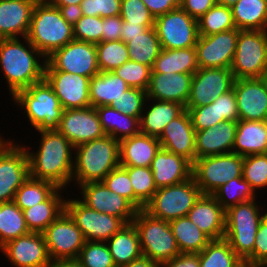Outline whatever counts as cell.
Instances as JSON below:
<instances>
[{
    "instance_id": "1",
    "label": "cell",
    "mask_w": 267,
    "mask_h": 267,
    "mask_svg": "<svg viewBox=\"0 0 267 267\" xmlns=\"http://www.w3.org/2000/svg\"><path fill=\"white\" fill-rule=\"evenodd\" d=\"M37 132L41 136L37 152L23 145L28 154L30 177L66 190L72 183L75 147L57 130Z\"/></svg>"
},
{
    "instance_id": "2",
    "label": "cell",
    "mask_w": 267,
    "mask_h": 267,
    "mask_svg": "<svg viewBox=\"0 0 267 267\" xmlns=\"http://www.w3.org/2000/svg\"><path fill=\"white\" fill-rule=\"evenodd\" d=\"M22 39L23 42L19 38L0 39V70L12 97L18 91L44 80L45 75V56L27 37Z\"/></svg>"
},
{
    "instance_id": "3",
    "label": "cell",
    "mask_w": 267,
    "mask_h": 267,
    "mask_svg": "<svg viewBox=\"0 0 267 267\" xmlns=\"http://www.w3.org/2000/svg\"><path fill=\"white\" fill-rule=\"evenodd\" d=\"M72 182L79 185L102 182L120 165V141L109 135L80 144L74 149Z\"/></svg>"
},
{
    "instance_id": "4",
    "label": "cell",
    "mask_w": 267,
    "mask_h": 267,
    "mask_svg": "<svg viewBox=\"0 0 267 267\" xmlns=\"http://www.w3.org/2000/svg\"><path fill=\"white\" fill-rule=\"evenodd\" d=\"M27 39L45 58L74 39L73 26L48 0L34 5Z\"/></svg>"
},
{
    "instance_id": "5",
    "label": "cell",
    "mask_w": 267,
    "mask_h": 267,
    "mask_svg": "<svg viewBox=\"0 0 267 267\" xmlns=\"http://www.w3.org/2000/svg\"><path fill=\"white\" fill-rule=\"evenodd\" d=\"M11 100L26 112V118L36 131L58 129L64 109L45 79L18 91Z\"/></svg>"
},
{
    "instance_id": "6",
    "label": "cell",
    "mask_w": 267,
    "mask_h": 267,
    "mask_svg": "<svg viewBox=\"0 0 267 267\" xmlns=\"http://www.w3.org/2000/svg\"><path fill=\"white\" fill-rule=\"evenodd\" d=\"M256 200L241 202L225 211L224 239L243 261L253 255L256 233L265 214Z\"/></svg>"
},
{
    "instance_id": "7",
    "label": "cell",
    "mask_w": 267,
    "mask_h": 267,
    "mask_svg": "<svg viewBox=\"0 0 267 267\" xmlns=\"http://www.w3.org/2000/svg\"><path fill=\"white\" fill-rule=\"evenodd\" d=\"M132 223L139 235L142 256L161 266L180 254L169 221L154 218L142 209Z\"/></svg>"
},
{
    "instance_id": "8",
    "label": "cell",
    "mask_w": 267,
    "mask_h": 267,
    "mask_svg": "<svg viewBox=\"0 0 267 267\" xmlns=\"http://www.w3.org/2000/svg\"><path fill=\"white\" fill-rule=\"evenodd\" d=\"M201 195L192 176L179 184L158 188L143 210L154 218L170 222L187 216Z\"/></svg>"
},
{
    "instance_id": "9",
    "label": "cell",
    "mask_w": 267,
    "mask_h": 267,
    "mask_svg": "<svg viewBox=\"0 0 267 267\" xmlns=\"http://www.w3.org/2000/svg\"><path fill=\"white\" fill-rule=\"evenodd\" d=\"M267 67V30H239L231 65L234 79L263 78Z\"/></svg>"
},
{
    "instance_id": "10",
    "label": "cell",
    "mask_w": 267,
    "mask_h": 267,
    "mask_svg": "<svg viewBox=\"0 0 267 267\" xmlns=\"http://www.w3.org/2000/svg\"><path fill=\"white\" fill-rule=\"evenodd\" d=\"M243 160V156L233 152L197 158L192 176L202 194L212 195L221 185L242 177Z\"/></svg>"
},
{
    "instance_id": "11",
    "label": "cell",
    "mask_w": 267,
    "mask_h": 267,
    "mask_svg": "<svg viewBox=\"0 0 267 267\" xmlns=\"http://www.w3.org/2000/svg\"><path fill=\"white\" fill-rule=\"evenodd\" d=\"M0 136V203L14 200L19 187L29 178V160L24 146Z\"/></svg>"
},
{
    "instance_id": "12",
    "label": "cell",
    "mask_w": 267,
    "mask_h": 267,
    "mask_svg": "<svg viewBox=\"0 0 267 267\" xmlns=\"http://www.w3.org/2000/svg\"><path fill=\"white\" fill-rule=\"evenodd\" d=\"M65 211L74 220L85 241L106 242L125 225L120 218L98 212L85 205L79 198H66Z\"/></svg>"
},
{
    "instance_id": "13",
    "label": "cell",
    "mask_w": 267,
    "mask_h": 267,
    "mask_svg": "<svg viewBox=\"0 0 267 267\" xmlns=\"http://www.w3.org/2000/svg\"><path fill=\"white\" fill-rule=\"evenodd\" d=\"M154 28L162 49L195 47L199 37L198 21L181 7L156 17Z\"/></svg>"
},
{
    "instance_id": "14",
    "label": "cell",
    "mask_w": 267,
    "mask_h": 267,
    "mask_svg": "<svg viewBox=\"0 0 267 267\" xmlns=\"http://www.w3.org/2000/svg\"><path fill=\"white\" fill-rule=\"evenodd\" d=\"M45 70L64 71L91 78L100 72L96 45L73 39L46 58Z\"/></svg>"
},
{
    "instance_id": "15",
    "label": "cell",
    "mask_w": 267,
    "mask_h": 267,
    "mask_svg": "<svg viewBox=\"0 0 267 267\" xmlns=\"http://www.w3.org/2000/svg\"><path fill=\"white\" fill-rule=\"evenodd\" d=\"M42 235L51 260L77 258L85 243L82 232L65 210Z\"/></svg>"
},
{
    "instance_id": "16",
    "label": "cell",
    "mask_w": 267,
    "mask_h": 267,
    "mask_svg": "<svg viewBox=\"0 0 267 267\" xmlns=\"http://www.w3.org/2000/svg\"><path fill=\"white\" fill-rule=\"evenodd\" d=\"M234 80L231 68H199L193 74L186 107L210 104L220 95L230 91Z\"/></svg>"
},
{
    "instance_id": "17",
    "label": "cell",
    "mask_w": 267,
    "mask_h": 267,
    "mask_svg": "<svg viewBox=\"0 0 267 267\" xmlns=\"http://www.w3.org/2000/svg\"><path fill=\"white\" fill-rule=\"evenodd\" d=\"M82 198L88 207L120 218L125 224L132 223L138 209L127 199L112 192L103 182H90L78 186Z\"/></svg>"
},
{
    "instance_id": "18",
    "label": "cell",
    "mask_w": 267,
    "mask_h": 267,
    "mask_svg": "<svg viewBox=\"0 0 267 267\" xmlns=\"http://www.w3.org/2000/svg\"><path fill=\"white\" fill-rule=\"evenodd\" d=\"M239 29L198 37L195 45L199 68H231Z\"/></svg>"
},
{
    "instance_id": "19",
    "label": "cell",
    "mask_w": 267,
    "mask_h": 267,
    "mask_svg": "<svg viewBox=\"0 0 267 267\" xmlns=\"http://www.w3.org/2000/svg\"><path fill=\"white\" fill-rule=\"evenodd\" d=\"M57 131L74 147L106 135L92 106L64 110Z\"/></svg>"
},
{
    "instance_id": "20",
    "label": "cell",
    "mask_w": 267,
    "mask_h": 267,
    "mask_svg": "<svg viewBox=\"0 0 267 267\" xmlns=\"http://www.w3.org/2000/svg\"><path fill=\"white\" fill-rule=\"evenodd\" d=\"M44 79L52 87L64 110L90 105V78L64 71L45 70Z\"/></svg>"
},
{
    "instance_id": "21",
    "label": "cell",
    "mask_w": 267,
    "mask_h": 267,
    "mask_svg": "<svg viewBox=\"0 0 267 267\" xmlns=\"http://www.w3.org/2000/svg\"><path fill=\"white\" fill-rule=\"evenodd\" d=\"M14 267H47L51 263L42 233L30 232L0 248Z\"/></svg>"
},
{
    "instance_id": "22",
    "label": "cell",
    "mask_w": 267,
    "mask_h": 267,
    "mask_svg": "<svg viewBox=\"0 0 267 267\" xmlns=\"http://www.w3.org/2000/svg\"><path fill=\"white\" fill-rule=\"evenodd\" d=\"M239 120L267 121V84L263 78H240L233 83Z\"/></svg>"
},
{
    "instance_id": "23",
    "label": "cell",
    "mask_w": 267,
    "mask_h": 267,
    "mask_svg": "<svg viewBox=\"0 0 267 267\" xmlns=\"http://www.w3.org/2000/svg\"><path fill=\"white\" fill-rule=\"evenodd\" d=\"M195 136L189 112L185 109L165 126L158 140L161 148L182 156L193 164L196 160Z\"/></svg>"
},
{
    "instance_id": "24",
    "label": "cell",
    "mask_w": 267,
    "mask_h": 267,
    "mask_svg": "<svg viewBox=\"0 0 267 267\" xmlns=\"http://www.w3.org/2000/svg\"><path fill=\"white\" fill-rule=\"evenodd\" d=\"M193 74L151 73L147 98L176 102L184 107L189 99Z\"/></svg>"
},
{
    "instance_id": "25",
    "label": "cell",
    "mask_w": 267,
    "mask_h": 267,
    "mask_svg": "<svg viewBox=\"0 0 267 267\" xmlns=\"http://www.w3.org/2000/svg\"><path fill=\"white\" fill-rule=\"evenodd\" d=\"M37 1L0 0V39L27 37Z\"/></svg>"
},
{
    "instance_id": "26",
    "label": "cell",
    "mask_w": 267,
    "mask_h": 267,
    "mask_svg": "<svg viewBox=\"0 0 267 267\" xmlns=\"http://www.w3.org/2000/svg\"><path fill=\"white\" fill-rule=\"evenodd\" d=\"M237 121H223L210 128L196 131V159L231 153L233 150Z\"/></svg>"
},
{
    "instance_id": "27",
    "label": "cell",
    "mask_w": 267,
    "mask_h": 267,
    "mask_svg": "<svg viewBox=\"0 0 267 267\" xmlns=\"http://www.w3.org/2000/svg\"><path fill=\"white\" fill-rule=\"evenodd\" d=\"M150 169L157 188L179 184L192 177L193 164L186 158L160 148Z\"/></svg>"
},
{
    "instance_id": "28",
    "label": "cell",
    "mask_w": 267,
    "mask_h": 267,
    "mask_svg": "<svg viewBox=\"0 0 267 267\" xmlns=\"http://www.w3.org/2000/svg\"><path fill=\"white\" fill-rule=\"evenodd\" d=\"M187 217L212 240H220L225 235V210L210 194H202Z\"/></svg>"
},
{
    "instance_id": "29",
    "label": "cell",
    "mask_w": 267,
    "mask_h": 267,
    "mask_svg": "<svg viewBox=\"0 0 267 267\" xmlns=\"http://www.w3.org/2000/svg\"><path fill=\"white\" fill-rule=\"evenodd\" d=\"M146 102L149 105L145 103L139 120L140 133L157 138L161 136L165 126L185 110L183 105L176 102L153 100L150 98H147Z\"/></svg>"
},
{
    "instance_id": "30",
    "label": "cell",
    "mask_w": 267,
    "mask_h": 267,
    "mask_svg": "<svg viewBox=\"0 0 267 267\" xmlns=\"http://www.w3.org/2000/svg\"><path fill=\"white\" fill-rule=\"evenodd\" d=\"M161 148L157 137L139 133L120 141V166L150 167Z\"/></svg>"
},
{
    "instance_id": "31",
    "label": "cell",
    "mask_w": 267,
    "mask_h": 267,
    "mask_svg": "<svg viewBox=\"0 0 267 267\" xmlns=\"http://www.w3.org/2000/svg\"><path fill=\"white\" fill-rule=\"evenodd\" d=\"M232 152L243 157L267 153V121L238 120Z\"/></svg>"
},
{
    "instance_id": "32",
    "label": "cell",
    "mask_w": 267,
    "mask_h": 267,
    "mask_svg": "<svg viewBox=\"0 0 267 267\" xmlns=\"http://www.w3.org/2000/svg\"><path fill=\"white\" fill-rule=\"evenodd\" d=\"M63 190L57 188L45 201L22 210L30 232L43 233L65 210Z\"/></svg>"
},
{
    "instance_id": "33",
    "label": "cell",
    "mask_w": 267,
    "mask_h": 267,
    "mask_svg": "<svg viewBox=\"0 0 267 267\" xmlns=\"http://www.w3.org/2000/svg\"><path fill=\"white\" fill-rule=\"evenodd\" d=\"M116 267H122L142 256L139 235L133 223L125 224L106 241Z\"/></svg>"
},
{
    "instance_id": "34",
    "label": "cell",
    "mask_w": 267,
    "mask_h": 267,
    "mask_svg": "<svg viewBox=\"0 0 267 267\" xmlns=\"http://www.w3.org/2000/svg\"><path fill=\"white\" fill-rule=\"evenodd\" d=\"M151 69V73L194 74L199 69L196 48L162 49Z\"/></svg>"
},
{
    "instance_id": "35",
    "label": "cell",
    "mask_w": 267,
    "mask_h": 267,
    "mask_svg": "<svg viewBox=\"0 0 267 267\" xmlns=\"http://www.w3.org/2000/svg\"><path fill=\"white\" fill-rule=\"evenodd\" d=\"M130 88L126 82L113 72L100 71L90 78V105L108 106Z\"/></svg>"
},
{
    "instance_id": "36",
    "label": "cell",
    "mask_w": 267,
    "mask_h": 267,
    "mask_svg": "<svg viewBox=\"0 0 267 267\" xmlns=\"http://www.w3.org/2000/svg\"><path fill=\"white\" fill-rule=\"evenodd\" d=\"M102 129L106 135L121 141L140 133V117H132L112 106L96 107Z\"/></svg>"
},
{
    "instance_id": "37",
    "label": "cell",
    "mask_w": 267,
    "mask_h": 267,
    "mask_svg": "<svg viewBox=\"0 0 267 267\" xmlns=\"http://www.w3.org/2000/svg\"><path fill=\"white\" fill-rule=\"evenodd\" d=\"M180 253H200L212 240L187 216L169 222Z\"/></svg>"
},
{
    "instance_id": "38",
    "label": "cell",
    "mask_w": 267,
    "mask_h": 267,
    "mask_svg": "<svg viewBox=\"0 0 267 267\" xmlns=\"http://www.w3.org/2000/svg\"><path fill=\"white\" fill-rule=\"evenodd\" d=\"M236 29L267 30L265 0H239L231 7Z\"/></svg>"
},
{
    "instance_id": "39",
    "label": "cell",
    "mask_w": 267,
    "mask_h": 267,
    "mask_svg": "<svg viewBox=\"0 0 267 267\" xmlns=\"http://www.w3.org/2000/svg\"><path fill=\"white\" fill-rule=\"evenodd\" d=\"M126 44L130 60L151 68L162 50L154 27L149 28L142 35L129 37Z\"/></svg>"
},
{
    "instance_id": "40",
    "label": "cell",
    "mask_w": 267,
    "mask_h": 267,
    "mask_svg": "<svg viewBox=\"0 0 267 267\" xmlns=\"http://www.w3.org/2000/svg\"><path fill=\"white\" fill-rule=\"evenodd\" d=\"M28 233L23 211L13 201L0 203V248Z\"/></svg>"
},
{
    "instance_id": "41",
    "label": "cell",
    "mask_w": 267,
    "mask_h": 267,
    "mask_svg": "<svg viewBox=\"0 0 267 267\" xmlns=\"http://www.w3.org/2000/svg\"><path fill=\"white\" fill-rule=\"evenodd\" d=\"M198 255L200 267H238L243 262L224 238L211 240Z\"/></svg>"
},
{
    "instance_id": "42",
    "label": "cell",
    "mask_w": 267,
    "mask_h": 267,
    "mask_svg": "<svg viewBox=\"0 0 267 267\" xmlns=\"http://www.w3.org/2000/svg\"><path fill=\"white\" fill-rule=\"evenodd\" d=\"M57 188L51 182L29 176L16 191L13 202L21 210H25L45 201Z\"/></svg>"
},
{
    "instance_id": "43",
    "label": "cell",
    "mask_w": 267,
    "mask_h": 267,
    "mask_svg": "<svg viewBox=\"0 0 267 267\" xmlns=\"http://www.w3.org/2000/svg\"><path fill=\"white\" fill-rule=\"evenodd\" d=\"M123 167L127 170L134 190V206L138 210H142L158 189L153 178L152 170L150 167Z\"/></svg>"
},
{
    "instance_id": "44",
    "label": "cell",
    "mask_w": 267,
    "mask_h": 267,
    "mask_svg": "<svg viewBox=\"0 0 267 267\" xmlns=\"http://www.w3.org/2000/svg\"><path fill=\"white\" fill-rule=\"evenodd\" d=\"M256 195L250 184L243 177L230 180L217 188L212 194L225 211L241 202L256 199Z\"/></svg>"
},
{
    "instance_id": "45",
    "label": "cell",
    "mask_w": 267,
    "mask_h": 267,
    "mask_svg": "<svg viewBox=\"0 0 267 267\" xmlns=\"http://www.w3.org/2000/svg\"><path fill=\"white\" fill-rule=\"evenodd\" d=\"M197 21L200 36L213 35L236 28L231 7L217 3Z\"/></svg>"
},
{
    "instance_id": "46",
    "label": "cell",
    "mask_w": 267,
    "mask_h": 267,
    "mask_svg": "<svg viewBox=\"0 0 267 267\" xmlns=\"http://www.w3.org/2000/svg\"><path fill=\"white\" fill-rule=\"evenodd\" d=\"M96 53L99 69L104 72H113L130 60L127 44L122 40L99 42Z\"/></svg>"
},
{
    "instance_id": "47",
    "label": "cell",
    "mask_w": 267,
    "mask_h": 267,
    "mask_svg": "<svg viewBox=\"0 0 267 267\" xmlns=\"http://www.w3.org/2000/svg\"><path fill=\"white\" fill-rule=\"evenodd\" d=\"M242 177L257 193L267 187V153L244 156Z\"/></svg>"
},
{
    "instance_id": "48",
    "label": "cell",
    "mask_w": 267,
    "mask_h": 267,
    "mask_svg": "<svg viewBox=\"0 0 267 267\" xmlns=\"http://www.w3.org/2000/svg\"><path fill=\"white\" fill-rule=\"evenodd\" d=\"M77 259L84 267H116L106 242L85 241Z\"/></svg>"
},
{
    "instance_id": "49",
    "label": "cell",
    "mask_w": 267,
    "mask_h": 267,
    "mask_svg": "<svg viewBox=\"0 0 267 267\" xmlns=\"http://www.w3.org/2000/svg\"><path fill=\"white\" fill-rule=\"evenodd\" d=\"M151 72V67L132 60L126 61L113 71V73L122 78L129 87L143 89L145 91H147L150 84Z\"/></svg>"
},
{
    "instance_id": "50",
    "label": "cell",
    "mask_w": 267,
    "mask_h": 267,
    "mask_svg": "<svg viewBox=\"0 0 267 267\" xmlns=\"http://www.w3.org/2000/svg\"><path fill=\"white\" fill-rule=\"evenodd\" d=\"M147 100V91L137 88H128L122 95L110 105L121 113L141 117Z\"/></svg>"
},
{
    "instance_id": "51",
    "label": "cell",
    "mask_w": 267,
    "mask_h": 267,
    "mask_svg": "<svg viewBox=\"0 0 267 267\" xmlns=\"http://www.w3.org/2000/svg\"><path fill=\"white\" fill-rule=\"evenodd\" d=\"M74 39L91 44L102 42V18L83 15L73 25Z\"/></svg>"
},
{
    "instance_id": "52",
    "label": "cell",
    "mask_w": 267,
    "mask_h": 267,
    "mask_svg": "<svg viewBox=\"0 0 267 267\" xmlns=\"http://www.w3.org/2000/svg\"><path fill=\"white\" fill-rule=\"evenodd\" d=\"M120 16L125 22L154 25L155 18L142 0H121Z\"/></svg>"
},
{
    "instance_id": "53",
    "label": "cell",
    "mask_w": 267,
    "mask_h": 267,
    "mask_svg": "<svg viewBox=\"0 0 267 267\" xmlns=\"http://www.w3.org/2000/svg\"><path fill=\"white\" fill-rule=\"evenodd\" d=\"M102 182L110 191L119 194L134 205V190L127 170L123 166L119 165L109 172Z\"/></svg>"
},
{
    "instance_id": "54",
    "label": "cell",
    "mask_w": 267,
    "mask_h": 267,
    "mask_svg": "<svg viewBox=\"0 0 267 267\" xmlns=\"http://www.w3.org/2000/svg\"><path fill=\"white\" fill-rule=\"evenodd\" d=\"M185 109L189 112L195 131H201L223 122V120H217L216 102L212 101L208 105L199 107H185Z\"/></svg>"
},
{
    "instance_id": "55",
    "label": "cell",
    "mask_w": 267,
    "mask_h": 267,
    "mask_svg": "<svg viewBox=\"0 0 267 267\" xmlns=\"http://www.w3.org/2000/svg\"><path fill=\"white\" fill-rule=\"evenodd\" d=\"M121 0H83L80 4L83 15L101 18L120 15Z\"/></svg>"
},
{
    "instance_id": "56",
    "label": "cell",
    "mask_w": 267,
    "mask_h": 267,
    "mask_svg": "<svg viewBox=\"0 0 267 267\" xmlns=\"http://www.w3.org/2000/svg\"><path fill=\"white\" fill-rule=\"evenodd\" d=\"M246 262L254 267H267V211L256 233L253 255Z\"/></svg>"
},
{
    "instance_id": "57",
    "label": "cell",
    "mask_w": 267,
    "mask_h": 267,
    "mask_svg": "<svg viewBox=\"0 0 267 267\" xmlns=\"http://www.w3.org/2000/svg\"><path fill=\"white\" fill-rule=\"evenodd\" d=\"M213 102H216L217 120H239L235 92L233 88L227 93L220 95L217 99H214Z\"/></svg>"
},
{
    "instance_id": "58",
    "label": "cell",
    "mask_w": 267,
    "mask_h": 267,
    "mask_svg": "<svg viewBox=\"0 0 267 267\" xmlns=\"http://www.w3.org/2000/svg\"><path fill=\"white\" fill-rule=\"evenodd\" d=\"M122 23L120 15L102 18V41L121 40Z\"/></svg>"
},
{
    "instance_id": "59",
    "label": "cell",
    "mask_w": 267,
    "mask_h": 267,
    "mask_svg": "<svg viewBox=\"0 0 267 267\" xmlns=\"http://www.w3.org/2000/svg\"><path fill=\"white\" fill-rule=\"evenodd\" d=\"M216 3V0H182L181 8L198 20Z\"/></svg>"
},
{
    "instance_id": "60",
    "label": "cell",
    "mask_w": 267,
    "mask_h": 267,
    "mask_svg": "<svg viewBox=\"0 0 267 267\" xmlns=\"http://www.w3.org/2000/svg\"><path fill=\"white\" fill-rule=\"evenodd\" d=\"M154 18L180 8L182 0H142Z\"/></svg>"
},
{
    "instance_id": "61",
    "label": "cell",
    "mask_w": 267,
    "mask_h": 267,
    "mask_svg": "<svg viewBox=\"0 0 267 267\" xmlns=\"http://www.w3.org/2000/svg\"><path fill=\"white\" fill-rule=\"evenodd\" d=\"M160 267H200L199 255L180 253L171 260L164 262Z\"/></svg>"
},
{
    "instance_id": "62",
    "label": "cell",
    "mask_w": 267,
    "mask_h": 267,
    "mask_svg": "<svg viewBox=\"0 0 267 267\" xmlns=\"http://www.w3.org/2000/svg\"><path fill=\"white\" fill-rule=\"evenodd\" d=\"M151 27H154V25H140L123 21L121 28V40L127 43L129 41V37L142 35Z\"/></svg>"
},
{
    "instance_id": "63",
    "label": "cell",
    "mask_w": 267,
    "mask_h": 267,
    "mask_svg": "<svg viewBox=\"0 0 267 267\" xmlns=\"http://www.w3.org/2000/svg\"><path fill=\"white\" fill-rule=\"evenodd\" d=\"M58 7L62 17L67 21L68 24L74 25L82 16L83 12L80 5H68V6H55Z\"/></svg>"
},
{
    "instance_id": "64",
    "label": "cell",
    "mask_w": 267,
    "mask_h": 267,
    "mask_svg": "<svg viewBox=\"0 0 267 267\" xmlns=\"http://www.w3.org/2000/svg\"><path fill=\"white\" fill-rule=\"evenodd\" d=\"M122 267H160V265L150 260L148 257L141 256L140 258L133 260Z\"/></svg>"
},
{
    "instance_id": "65",
    "label": "cell",
    "mask_w": 267,
    "mask_h": 267,
    "mask_svg": "<svg viewBox=\"0 0 267 267\" xmlns=\"http://www.w3.org/2000/svg\"><path fill=\"white\" fill-rule=\"evenodd\" d=\"M47 267H84L77 259L52 260Z\"/></svg>"
},
{
    "instance_id": "66",
    "label": "cell",
    "mask_w": 267,
    "mask_h": 267,
    "mask_svg": "<svg viewBox=\"0 0 267 267\" xmlns=\"http://www.w3.org/2000/svg\"><path fill=\"white\" fill-rule=\"evenodd\" d=\"M54 6L80 5L83 0H48Z\"/></svg>"
},
{
    "instance_id": "67",
    "label": "cell",
    "mask_w": 267,
    "mask_h": 267,
    "mask_svg": "<svg viewBox=\"0 0 267 267\" xmlns=\"http://www.w3.org/2000/svg\"><path fill=\"white\" fill-rule=\"evenodd\" d=\"M239 0H216L217 4L224 5L227 7H232L235 5Z\"/></svg>"
},
{
    "instance_id": "68",
    "label": "cell",
    "mask_w": 267,
    "mask_h": 267,
    "mask_svg": "<svg viewBox=\"0 0 267 267\" xmlns=\"http://www.w3.org/2000/svg\"><path fill=\"white\" fill-rule=\"evenodd\" d=\"M238 267H254L253 265L249 264L246 261H243Z\"/></svg>"
},
{
    "instance_id": "69",
    "label": "cell",
    "mask_w": 267,
    "mask_h": 267,
    "mask_svg": "<svg viewBox=\"0 0 267 267\" xmlns=\"http://www.w3.org/2000/svg\"><path fill=\"white\" fill-rule=\"evenodd\" d=\"M263 79L265 80L266 84H267V67L265 69L264 75H263Z\"/></svg>"
}]
</instances>
